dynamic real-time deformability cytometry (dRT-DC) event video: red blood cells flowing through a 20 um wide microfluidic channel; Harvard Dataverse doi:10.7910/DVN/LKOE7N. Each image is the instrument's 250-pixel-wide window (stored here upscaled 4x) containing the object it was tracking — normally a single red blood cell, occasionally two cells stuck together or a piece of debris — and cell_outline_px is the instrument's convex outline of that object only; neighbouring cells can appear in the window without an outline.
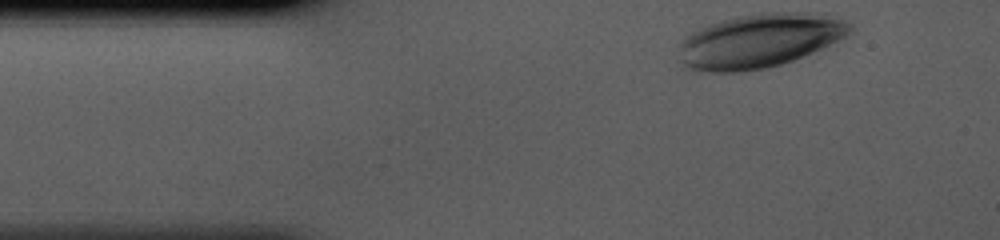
{"species": "human", "species_latin": "Homo sapiens", "temperature_condition": "cold", "stored_images_in_passage": 32, "camera_frame_rate_fps": 3000, "um_per_image_px": 0.085, "donor": {"sex": "male"}, "frame": {"image": 1, "passage_image": 1, "time_ms": 0.0, "image_size_px": [1000, 240], "cell_outline_px": [[852, 28], [844, 36], [812, 52], [792, 60], [768, 68], [740, 72], [708, 72], [684, 68], [680, 60], [680, 40], [684, 36], [700, 28], [724, 20], [740, 16], [760, 12], [824, 12], [852, 24]], "centroid_in_image_um": [64.52, 3.46], "position_along_channel_um": 20.5, "area_um2": 53.75}}
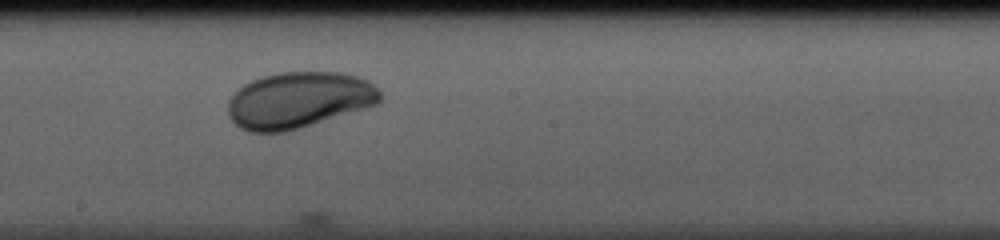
{"frame": {"image": 2, "passage_image": 19, "time_ms": 6.0, "image_size_px": [1000, 240], "cell_outline_px": [[380, 100], [376, 104], [364, 108], [300, 128], [284, 132], [248, 132], [240, 128], [228, 116], [228, 100], [232, 92], [236, 88], [252, 80], [264, 76], [280, 72], [340, 72], [356, 76], [368, 80], [380, 88]], "centroid_in_image_um": [25.36, 8.5], "position_along_channel_um": 222.8, "area_um2": 49.94}}
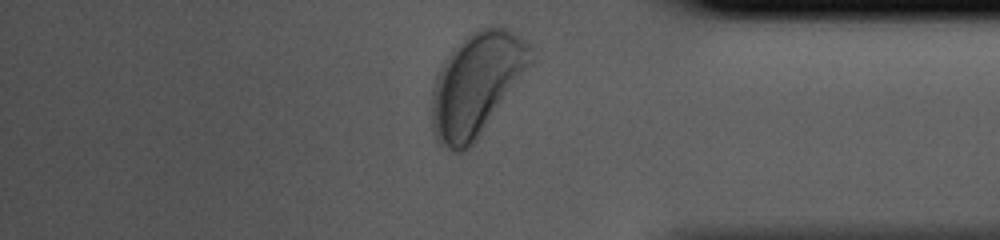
{"frame": {"image": 3, "passage_image": 32, "time_ms": 10.333, "image_size_px": [1000, 240], "cell_outline_px": [[532, 64], [472, 144], [464, 152], [452, 152], [436, 144], [432, 128], [432, 88], [436, 76], [444, 60], [452, 48], [476, 28], [496, 24], [508, 28], [528, 40], [532, 48]], "centroid_in_image_um": [40.49, 7.12], "position_along_channel_um": 394.7, "area_um2": 59.65}}